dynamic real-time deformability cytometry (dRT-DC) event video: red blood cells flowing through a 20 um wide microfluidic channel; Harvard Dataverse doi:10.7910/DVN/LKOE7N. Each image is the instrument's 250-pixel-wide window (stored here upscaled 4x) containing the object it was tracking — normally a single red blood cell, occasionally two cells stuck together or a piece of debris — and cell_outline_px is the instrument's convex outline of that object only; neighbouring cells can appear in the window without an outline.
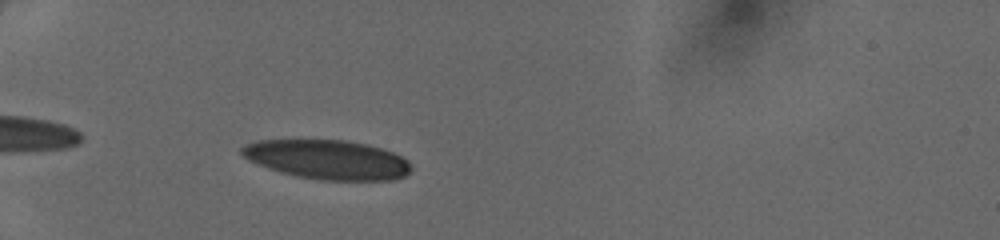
{"species": "human", "species_latin": "Homo sapiens", "temperature_condition": "cold", "stored_images_in_passage": 35, "camera_frame_rate_fps": 3000, "um_per_image_px": 0.085, "donor": {"sex": "female"}, "frame": {"image": 1, "passage_image": 3, "time_ms": 0.667, "image_size_px": [1000, 240], "cell_outline_px": [[412, 172], [404, 176], [392, 180], [320, 180], [296, 176], [280, 172], [268, 168], [248, 160], [240, 152], [240, 148], [244, 144], [256, 140], [344, 140], [368, 144], [392, 152], [408, 160], [412, 164]], "centroid_in_image_um": [27.84, 13.56], "position_along_channel_um": 57.2, "area_um2": 39.02}}
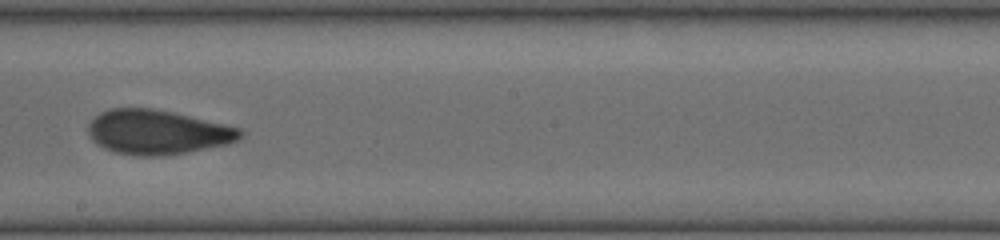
{"frame": {"image": 2, "passage_image": 17, "time_ms": 5.333, "image_size_px": [1000, 240], "cell_outline_px": [[244, 136], [240, 140], [228, 144], [188, 152], [160, 156], [140, 156], [116, 152], [104, 148], [96, 144], [88, 136], [88, 124], [100, 112], [108, 108], [152, 108], [172, 112], [224, 124], [240, 128], [244, 132]], "centroid_in_image_um": [13.39, 11.23], "position_along_channel_um": 234.8, "area_um2": 39.54}}
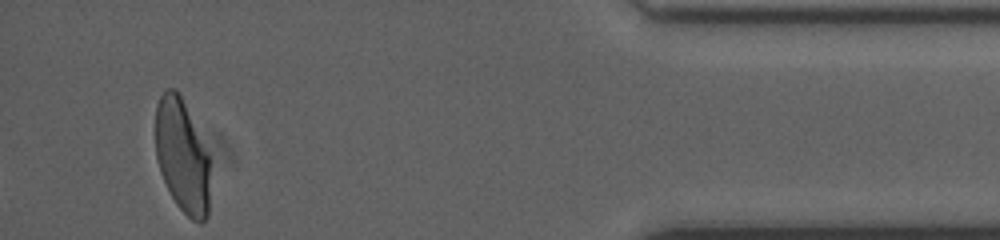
{"frame": {"image": 3, "passage_image": 33, "time_ms": 10.667, "image_size_px": [1000, 240], "cell_outline_px": [[208, 216], [200, 224], [192, 220], [176, 204], [160, 172], [156, 156], [156, 104], [164, 88], [176, 88], [208, 152]], "centroid_in_image_um": [15.46, 13.26], "position_along_channel_um": 419.7, "area_um2": 35.6}}